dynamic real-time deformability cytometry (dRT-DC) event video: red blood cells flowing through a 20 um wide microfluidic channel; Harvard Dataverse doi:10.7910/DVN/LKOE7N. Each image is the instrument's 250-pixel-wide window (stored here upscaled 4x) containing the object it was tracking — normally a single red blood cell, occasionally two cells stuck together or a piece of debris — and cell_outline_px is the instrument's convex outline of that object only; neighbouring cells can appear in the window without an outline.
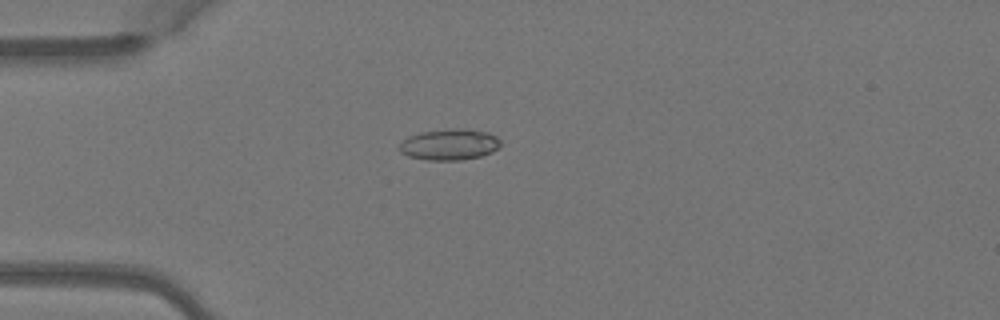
{"species": "Egyptian fruit bat (a non-hibernating species)", "species_latin": "Rousettus aegyptiacus", "temperature_condition": "warm", "stored_images_in_passage": 5, "camera_frame_rate_fps": 3000, "um_per_image_px": 0.085, "animal": {"sex": "female"}, "frame": {"image": 1, "passage_image": 4, "time_ms": 1.0, "image_size_px": [1000, 320], "cell_outline_px": [[500, 144], [492, 152], [480, 156], [460, 160], [428, 160], [408, 156], [400, 152], [396, 148], [408, 136], [420, 132], [452, 128], [468, 128], [488, 132], [496, 136], [500, 140]], "centroid_in_image_um": [38.18, 12.27], "position_along_channel_um": 46.8, "area_um2": 18.5}}